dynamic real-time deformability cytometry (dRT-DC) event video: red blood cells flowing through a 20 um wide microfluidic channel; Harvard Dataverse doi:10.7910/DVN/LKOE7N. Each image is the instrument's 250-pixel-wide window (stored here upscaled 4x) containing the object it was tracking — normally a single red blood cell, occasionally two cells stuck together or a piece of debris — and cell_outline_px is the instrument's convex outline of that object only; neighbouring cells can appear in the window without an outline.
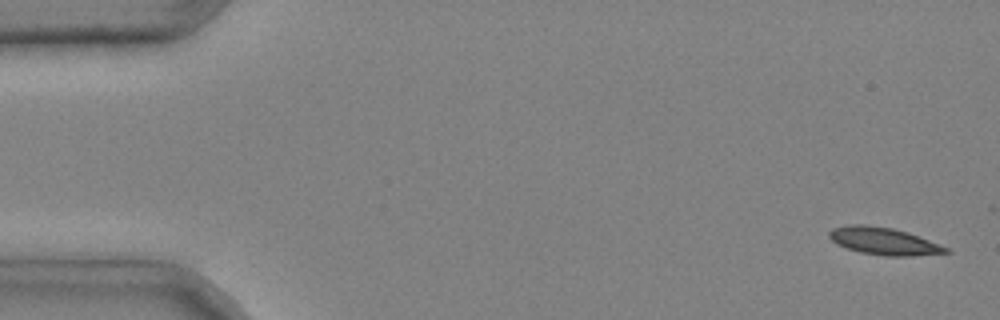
{"species": "common noctule bat (a hibernating species)", "species_latin": "Nyctalus noctula", "temperature_condition": "cold", "stored_images_in_passage": 4, "camera_frame_rate_fps": 3000, "um_per_image_px": 0.085, "animal": {"sex": "male", "body_mass_g": 20.4}, "frame": {"image": 1, "passage_image": 1, "time_ms": 0.0, "image_size_px": [1000, 320], "cell_outline_px": [[952, 252], [912, 256], [884, 256], [860, 252], [836, 244], [828, 236], [828, 232], [832, 228], [852, 224], [864, 224], [892, 228], [908, 232], [940, 244], [948, 248]], "centroid_in_image_um": [75.12, 20.49], "position_along_channel_um": 9.9, "area_um2": 18.61}}